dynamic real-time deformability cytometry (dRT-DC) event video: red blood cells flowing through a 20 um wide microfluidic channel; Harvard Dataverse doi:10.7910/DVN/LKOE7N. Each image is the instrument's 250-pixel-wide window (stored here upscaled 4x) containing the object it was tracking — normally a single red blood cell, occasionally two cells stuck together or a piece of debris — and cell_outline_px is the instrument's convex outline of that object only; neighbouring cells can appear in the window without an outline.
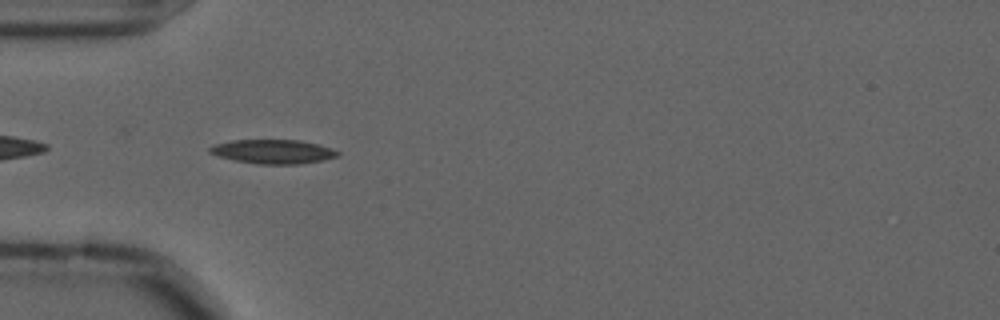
{"species": "common noctule bat (a hibernating species)", "species_latin": "Nyctalus noctula", "temperature_condition": "cold", "stored_images_in_passage": 32, "camera_frame_rate_fps": 3000, "um_per_image_px": 0.085, "animal": {"sex": "male", "forearm_length_mm": 52.5}, "frame": {"image": 1, "passage_image": 3, "time_ms": 0.667, "image_size_px": [1000, 320], "cell_outline_px": [[340, 156], [324, 160], [300, 164], [260, 164], [236, 160], [220, 156], [208, 152], [208, 148], [216, 144], [232, 140], [300, 140], [332, 148], [340, 152]], "centroid_in_image_um": [23.26, 12.88], "position_along_channel_um": 61.7, "area_um2": 17.86}}
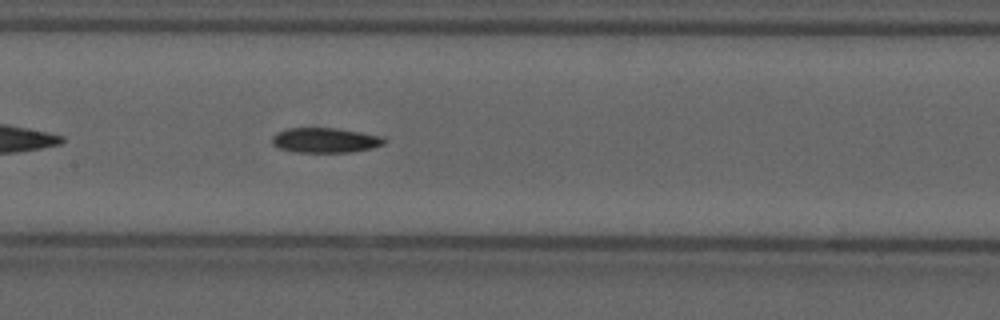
{"frame": {"image": 2, "passage_image": 13, "time_ms": 4.0, "image_size_px": [1000, 320], "cell_outline_px": [[388, 140], [384, 144], [372, 148], [352, 152], [292, 152], [280, 148], [272, 144], [272, 136], [276, 132], [288, 128], [336, 128], [384, 136]], "centroid_in_image_um": [27.66, 11.92], "position_along_channel_um": 179.7, "area_um2": 16.47}}
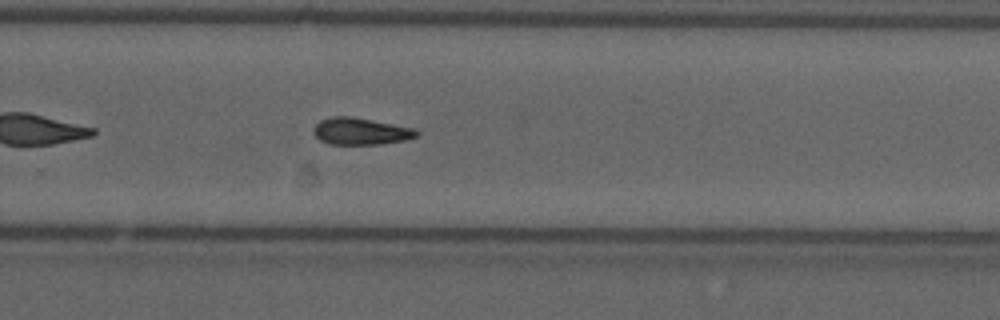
{"frame": {"image": 3, "passage_image": 23, "time_ms": 7.333, "image_size_px": [1000, 320], "cell_outline_px": [[420, 132], [416, 136], [404, 140], [380, 144], [332, 144], [320, 140], [316, 136], [316, 124], [320, 120], [332, 116], [352, 116], [412, 128]], "centroid_in_image_um": [30.66, 11.15], "position_along_channel_um": 299.1, "area_um2": 15.78}, "authors_computed_cell_mechanics": {"area_um2": 16.3863, "velocity_mm_per_s": 3.5947, "shape_relaxation_time_tau1_ms": 10.1068, "shape_relaxation_time_tau2_ms": 9.3323, "deformation_change_tau1": 0.2224, "deformation_change_tau2": 0.1686}}